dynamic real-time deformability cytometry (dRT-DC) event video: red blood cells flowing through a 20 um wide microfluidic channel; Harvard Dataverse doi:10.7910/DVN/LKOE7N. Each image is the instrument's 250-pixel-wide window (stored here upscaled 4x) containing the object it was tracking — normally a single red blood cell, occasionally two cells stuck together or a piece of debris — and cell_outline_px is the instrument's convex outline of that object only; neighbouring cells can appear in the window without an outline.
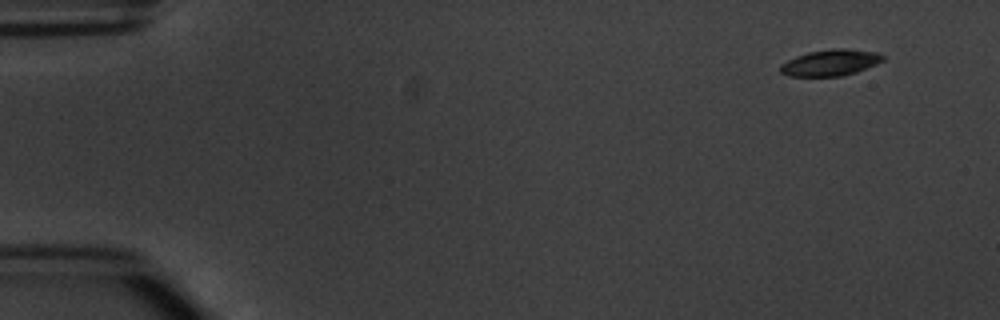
{"species": "common noctule bat (a hibernating species)", "species_latin": "Nyctalus noctula", "temperature_condition": "warm", "stored_images_in_passage": 5, "camera_frame_rate_fps": 3000, "um_per_image_px": 0.085, "animal": {"sex": "male", "body_mass_g": 20.1, "forearm_length_mm": 53.5}, "frame": {"image": 1, "passage_image": 1, "time_ms": 0.0, "image_size_px": [1000, 320], "cell_outline_px": [[884, 60], [876, 64], [856, 72], [840, 76], [788, 76], [780, 72], [780, 64], [796, 56], [808, 52], [832, 48], [844, 48], [880, 52], [884, 56]], "centroid_in_image_um": [70.6, 5.31], "position_along_channel_um": 14.4, "area_um2": 15.78}}